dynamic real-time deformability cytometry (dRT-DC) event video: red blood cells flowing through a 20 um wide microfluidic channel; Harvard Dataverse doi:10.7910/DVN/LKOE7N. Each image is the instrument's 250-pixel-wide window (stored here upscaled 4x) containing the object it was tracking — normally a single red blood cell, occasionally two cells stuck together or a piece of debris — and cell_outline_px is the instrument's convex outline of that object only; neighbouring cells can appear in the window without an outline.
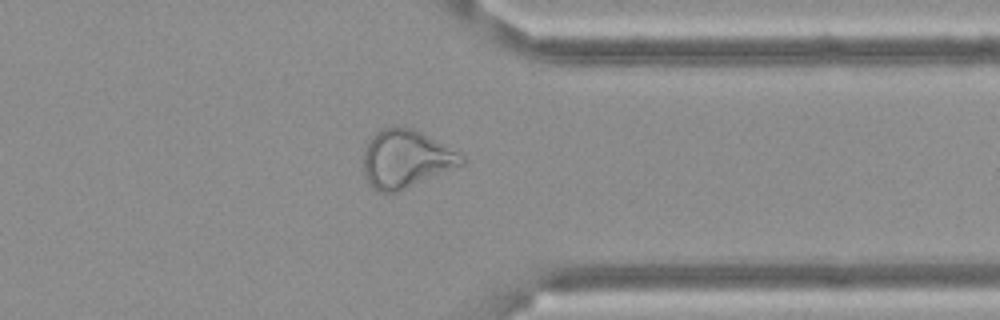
{"species": "Egyptian fruit bat (a non-hibernating species)", "species_latin": "Rousettus aegyptiacus", "temperature_condition": "cold", "stored_images_in_passage": 57, "camera_frame_rate_fps": 3000, "um_per_image_px": 0.085, "frame": {"image": 1, "passage_image": 45, "time_ms": 14.667, "image_size_px": [1000, 320], "cell_outline_px": [[468, 160], [464, 164], [396, 192], [376, 192], [372, 188], [364, 176], [364, 148], [368, 140], [376, 132], [392, 124], [412, 128], [420, 132], [464, 156]], "centroid_in_image_um": [34.46, 13.49], "position_along_channel_um": 376.9, "area_um2": 33.0}}
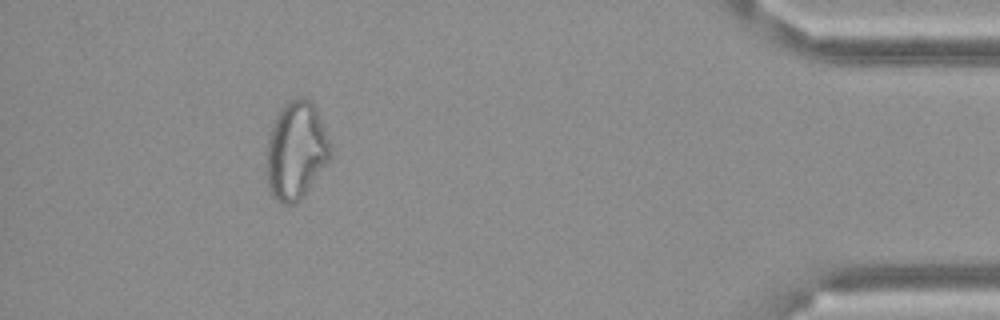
{"frame": {"image": 2, "passage_image": 52, "time_ms": 17.0, "image_size_px": [1000, 320], "cell_outline_px": [[332, 156], [296, 204], [280, 204], [272, 196], [268, 188], [268, 140], [272, 124], [280, 108], [288, 100], [296, 96], [304, 96], [312, 100], [316, 108], [332, 148]], "centroid_in_image_um": [25.17, 12.75], "position_along_channel_um": 410.0, "area_um2": 36.3}}